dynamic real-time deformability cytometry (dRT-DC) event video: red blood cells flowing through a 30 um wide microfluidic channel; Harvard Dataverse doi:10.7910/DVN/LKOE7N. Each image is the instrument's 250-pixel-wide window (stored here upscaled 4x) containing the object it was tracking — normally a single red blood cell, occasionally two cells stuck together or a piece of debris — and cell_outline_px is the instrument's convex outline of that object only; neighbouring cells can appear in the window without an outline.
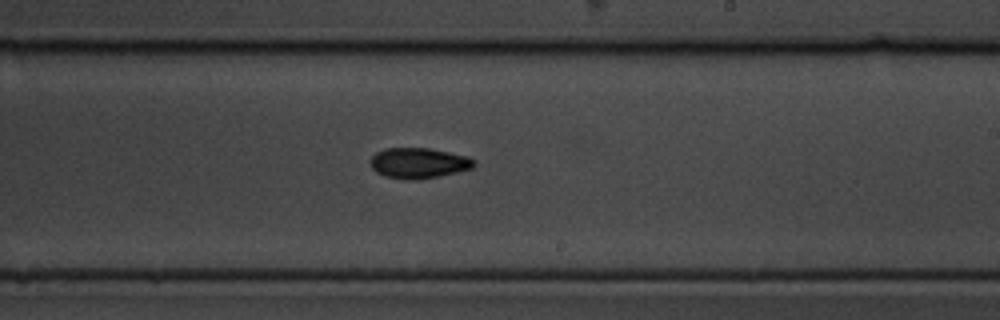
{"species": "common noctule bat (a hibernating species)", "species_latin": "Nyctalus noctula", "temperature_condition": "cold", "stored_images_in_passage": 11, "camera_frame_rate_fps": 3000, "um_per_image_px": 0.085, "animal": {"sex": "male", "body_mass_g": 19.5, "forearm_length_mm": 54.6}, "frame": {"image": 1, "passage_image": 11, "time_ms": 12.333, "image_size_px": [1000, 320], "cell_outline_px": [[476, 164], [472, 168], [440, 176], [416, 180], [404, 180], [384, 176], [376, 172], [372, 168], [368, 160], [376, 152], [384, 148], [428, 148], [468, 156], [476, 160]], "centroid_in_image_um": [35.56, 13.86], "position_along_channel_um": 253.4, "area_um2": 18.67}}